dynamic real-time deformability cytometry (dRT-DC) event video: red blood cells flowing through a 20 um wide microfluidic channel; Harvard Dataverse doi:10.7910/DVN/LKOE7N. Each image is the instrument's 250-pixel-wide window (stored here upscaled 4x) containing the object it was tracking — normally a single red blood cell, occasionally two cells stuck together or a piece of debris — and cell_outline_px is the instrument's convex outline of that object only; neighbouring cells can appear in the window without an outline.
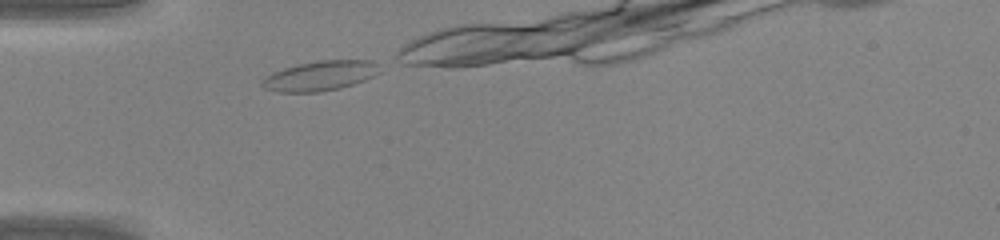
{"species": "common noctule bat (a hibernating species)", "species_latin": "Nyctalus noctula", "temperature_condition": "warm", "stored_images_in_passage": 12, "camera_frame_rate_fps": 3000, "um_per_image_px": 0.085, "animal": {"sex": "male", "body_mass_g": 20.0, "forearm_length_mm": 53.3}, "frame": {"image": 1, "passage_image": 1, "time_ms": 0.0, "image_size_px": [1000, 240], "cell_outline_px": [[380, 72], [364, 80], [340, 88], [316, 92], [276, 92], [264, 88], [260, 84], [260, 80], [272, 72], [296, 64], [320, 60], [372, 60], [380, 64]], "centroid_in_image_um": [27.19, 6.43], "position_along_channel_um": 57.8, "area_um2": 20.58}}
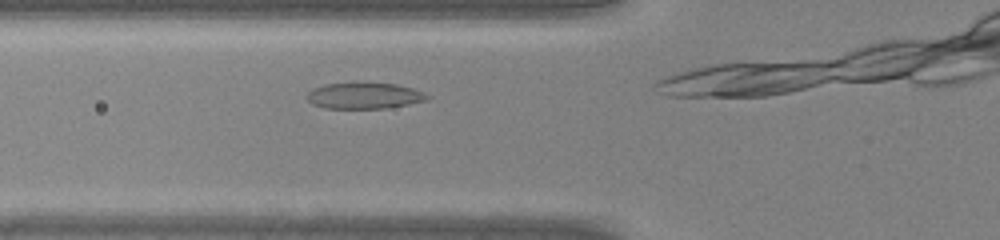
{"frame": {"image": 2, "passage_image": 4, "time_ms": 1.0, "image_size_px": [1000, 240], "cell_outline_px": [[432, 96], [428, 100], [408, 104], [384, 108], [324, 108], [312, 104], [308, 100], [308, 92], [312, 88], [324, 84], [396, 84], [412, 88], [424, 92]], "centroid_in_image_um": [30.99, 8.15], "position_along_channel_um": 94.8, "area_um2": 17.98}}
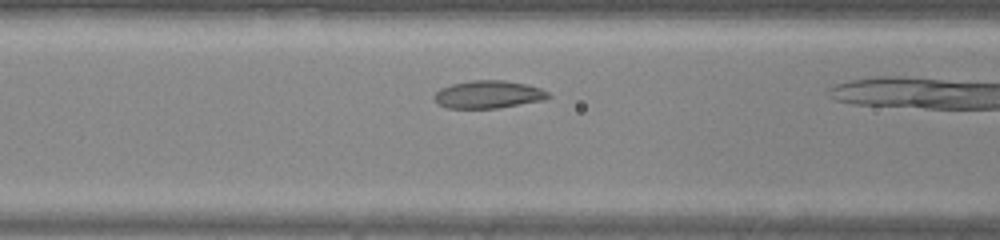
{"frame": {"image": 3, "passage_image": 6, "time_ms": 1.667, "image_size_px": [1000, 240], "cell_outline_px": [[552, 96], [540, 100], [500, 108], [448, 108], [440, 104], [432, 96], [440, 88], [452, 84], [472, 80], [504, 80], [528, 84], [540, 88], [548, 92]], "centroid_in_image_um": [41.51, 8.02], "position_along_channel_um": 125.1, "area_um2": 18.32}}